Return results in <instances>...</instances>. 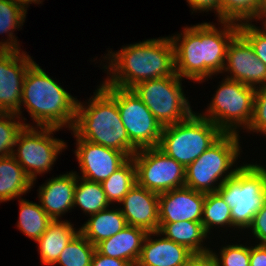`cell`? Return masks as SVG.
<instances>
[{
    "instance_id": "1",
    "label": "cell",
    "mask_w": 266,
    "mask_h": 266,
    "mask_svg": "<svg viewBox=\"0 0 266 266\" xmlns=\"http://www.w3.org/2000/svg\"><path fill=\"white\" fill-rule=\"evenodd\" d=\"M219 22L223 29L204 22L184 27L182 33L170 37L174 46L175 72L180 78L200 83L214 74L223 73L227 47L239 32V23Z\"/></svg>"
},
{
    "instance_id": "2",
    "label": "cell",
    "mask_w": 266,
    "mask_h": 266,
    "mask_svg": "<svg viewBox=\"0 0 266 266\" xmlns=\"http://www.w3.org/2000/svg\"><path fill=\"white\" fill-rule=\"evenodd\" d=\"M106 56L109 65L103 68L111 77L108 76L101 85L132 89L143 81L176 73L174 46L170 36L130 44L116 53L109 50Z\"/></svg>"
},
{
    "instance_id": "3",
    "label": "cell",
    "mask_w": 266,
    "mask_h": 266,
    "mask_svg": "<svg viewBox=\"0 0 266 266\" xmlns=\"http://www.w3.org/2000/svg\"><path fill=\"white\" fill-rule=\"evenodd\" d=\"M77 98L69 94L58 82L34 62L28 69L22 90L21 106L38 127L64 126L73 128L77 113Z\"/></svg>"
},
{
    "instance_id": "4",
    "label": "cell",
    "mask_w": 266,
    "mask_h": 266,
    "mask_svg": "<svg viewBox=\"0 0 266 266\" xmlns=\"http://www.w3.org/2000/svg\"><path fill=\"white\" fill-rule=\"evenodd\" d=\"M95 91L87 105L78 101L73 133L131 158L138 149L129 140L116 99L101 84Z\"/></svg>"
},
{
    "instance_id": "5",
    "label": "cell",
    "mask_w": 266,
    "mask_h": 266,
    "mask_svg": "<svg viewBox=\"0 0 266 266\" xmlns=\"http://www.w3.org/2000/svg\"><path fill=\"white\" fill-rule=\"evenodd\" d=\"M239 137V134L224 133L188 165L185 168V186L203 193L216 192L242 166L232 168L242 152Z\"/></svg>"
},
{
    "instance_id": "6",
    "label": "cell",
    "mask_w": 266,
    "mask_h": 266,
    "mask_svg": "<svg viewBox=\"0 0 266 266\" xmlns=\"http://www.w3.org/2000/svg\"><path fill=\"white\" fill-rule=\"evenodd\" d=\"M216 192L231 208L232 227L248 228L266 202V166L243 163Z\"/></svg>"
},
{
    "instance_id": "7",
    "label": "cell",
    "mask_w": 266,
    "mask_h": 266,
    "mask_svg": "<svg viewBox=\"0 0 266 266\" xmlns=\"http://www.w3.org/2000/svg\"><path fill=\"white\" fill-rule=\"evenodd\" d=\"M223 134L213 122L194 112L182 122L164 126L158 148L186 168Z\"/></svg>"
},
{
    "instance_id": "8",
    "label": "cell",
    "mask_w": 266,
    "mask_h": 266,
    "mask_svg": "<svg viewBox=\"0 0 266 266\" xmlns=\"http://www.w3.org/2000/svg\"><path fill=\"white\" fill-rule=\"evenodd\" d=\"M255 90L225 78L206 112L199 115L213 122L223 133L238 134V127L247 130L253 118Z\"/></svg>"
},
{
    "instance_id": "9",
    "label": "cell",
    "mask_w": 266,
    "mask_h": 266,
    "mask_svg": "<svg viewBox=\"0 0 266 266\" xmlns=\"http://www.w3.org/2000/svg\"><path fill=\"white\" fill-rule=\"evenodd\" d=\"M182 78L172 76L143 81L132 90L162 127L182 122L194 112L182 90Z\"/></svg>"
},
{
    "instance_id": "10",
    "label": "cell",
    "mask_w": 266,
    "mask_h": 266,
    "mask_svg": "<svg viewBox=\"0 0 266 266\" xmlns=\"http://www.w3.org/2000/svg\"><path fill=\"white\" fill-rule=\"evenodd\" d=\"M59 130L55 127L24 126L16 138L14 146H17V150L14 149L12 155L33 184L37 174L50 170L58 154L67 147L64 140L51 136L52 132Z\"/></svg>"
},
{
    "instance_id": "11",
    "label": "cell",
    "mask_w": 266,
    "mask_h": 266,
    "mask_svg": "<svg viewBox=\"0 0 266 266\" xmlns=\"http://www.w3.org/2000/svg\"><path fill=\"white\" fill-rule=\"evenodd\" d=\"M117 101L130 142L139 150L158 147L162 125L132 89L102 85Z\"/></svg>"
},
{
    "instance_id": "12",
    "label": "cell",
    "mask_w": 266,
    "mask_h": 266,
    "mask_svg": "<svg viewBox=\"0 0 266 266\" xmlns=\"http://www.w3.org/2000/svg\"><path fill=\"white\" fill-rule=\"evenodd\" d=\"M132 158L137 183L147 190L159 194L185 186V168L158 147L139 149Z\"/></svg>"
},
{
    "instance_id": "13",
    "label": "cell",
    "mask_w": 266,
    "mask_h": 266,
    "mask_svg": "<svg viewBox=\"0 0 266 266\" xmlns=\"http://www.w3.org/2000/svg\"><path fill=\"white\" fill-rule=\"evenodd\" d=\"M33 63L26 52L0 50V112L16 113L22 120L23 82Z\"/></svg>"
},
{
    "instance_id": "14",
    "label": "cell",
    "mask_w": 266,
    "mask_h": 266,
    "mask_svg": "<svg viewBox=\"0 0 266 266\" xmlns=\"http://www.w3.org/2000/svg\"><path fill=\"white\" fill-rule=\"evenodd\" d=\"M224 72L230 73L225 78L255 89L266 84L265 64L257 58L250 43L239 32L228 44Z\"/></svg>"
},
{
    "instance_id": "15",
    "label": "cell",
    "mask_w": 266,
    "mask_h": 266,
    "mask_svg": "<svg viewBox=\"0 0 266 266\" xmlns=\"http://www.w3.org/2000/svg\"><path fill=\"white\" fill-rule=\"evenodd\" d=\"M73 136L81 178L102 183L129 159L123 152L81 139L75 133Z\"/></svg>"
},
{
    "instance_id": "16",
    "label": "cell",
    "mask_w": 266,
    "mask_h": 266,
    "mask_svg": "<svg viewBox=\"0 0 266 266\" xmlns=\"http://www.w3.org/2000/svg\"><path fill=\"white\" fill-rule=\"evenodd\" d=\"M205 193L183 186L159 193V223L201 222Z\"/></svg>"
},
{
    "instance_id": "17",
    "label": "cell",
    "mask_w": 266,
    "mask_h": 266,
    "mask_svg": "<svg viewBox=\"0 0 266 266\" xmlns=\"http://www.w3.org/2000/svg\"><path fill=\"white\" fill-rule=\"evenodd\" d=\"M127 224L148 232L159 230V194L136 183L121 200Z\"/></svg>"
},
{
    "instance_id": "18",
    "label": "cell",
    "mask_w": 266,
    "mask_h": 266,
    "mask_svg": "<svg viewBox=\"0 0 266 266\" xmlns=\"http://www.w3.org/2000/svg\"><path fill=\"white\" fill-rule=\"evenodd\" d=\"M76 172H67L46 180L39 188L38 197L42 209L52 220H59L62 214L73 209Z\"/></svg>"
},
{
    "instance_id": "19",
    "label": "cell",
    "mask_w": 266,
    "mask_h": 266,
    "mask_svg": "<svg viewBox=\"0 0 266 266\" xmlns=\"http://www.w3.org/2000/svg\"><path fill=\"white\" fill-rule=\"evenodd\" d=\"M152 235L155 236V232L147 233L135 266H184L194 254L164 236L153 239Z\"/></svg>"
},
{
    "instance_id": "20",
    "label": "cell",
    "mask_w": 266,
    "mask_h": 266,
    "mask_svg": "<svg viewBox=\"0 0 266 266\" xmlns=\"http://www.w3.org/2000/svg\"><path fill=\"white\" fill-rule=\"evenodd\" d=\"M146 235L147 232L144 229L128 225L117 234L99 242L95 247L100 254L122 259L135 266Z\"/></svg>"
},
{
    "instance_id": "21",
    "label": "cell",
    "mask_w": 266,
    "mask_h": 266,
    "mask_svg": "<svg viewBox=\"0 0 266 266\" xmlns=\"http://www.w3.org/2000/svg\"><path fill=\"white\" fill-rule=\"evenodd\" d=\"M67 220H53L44 234L36 241L44 265H55L66 245L79 233Z\"/></svg>"
},
{
    "instance_id": "22",
    "label": "cell",
    "mask_w": 266,
    "mask_h": 266,
    "mask_svg": "<svg viewBox=\"0 0 266 266\" xmlns=\"http://www.w3.org/2000/svg\"><path fill=\"white\" fill-rule=\"evenodd\" d=\"M79 232L94 246L128 226L120 208L104 209L89 216Z\"/></svg>"
},
{
    "instance_id": "23",
    "label": "cell",
    "mask_w": 266,
    "mask_h": 266,
    "mask_svg": "<svg viewBox=\"0 0 266 266\" xmlns=\"http://www.w3.org/2000/svg\"><path fill=\"white\" fill-rule=\"evenodd\" d=\"M165 238L185 246L193 253H204L210 248L203 246V240L208 237L203 224L193 221H178L173 223H159V230L155 232Z\"/></svg>"
},
{
    "instance_id": "24",
    "label": "cell",
    "mask_w": 266,
    "mask_h": 266,
    "mask_svg": "<svg viewBox=\"0 0 266 266\" xmlns=\"http://www.w3.org/2000/svg\"><path fill=\"white\" fill-rule=\"evenodd\" d=\"M32 186L33 181L13 155L0 157V202L21 198Z\"/></svg>"
},
{
    "instance_id": "25",
    "label": "cell",
    "mask_w": 266,
    "mask_h": 266,
    "mask_svg": "<svg viewBox=\"0 0 266 266\" xmlns=\"http://www.w3.org/2000/svg\"><path fill=\"white\" fill-rule=\"evenodd\" d=\"M27 10L13 0H0V34L6 33L8 39L0 41V50H20L14 30L22 27Z\"/></svg>"
},
{
    "instance_id": "26",
    "label": "cell",
    "mask_w": 266,
    "mask_h": 266,
    "mask_svg": "<svg viewBox=\"0 0 266 266\" xmlns=\"http://www.w3.org/2000/svg\"><path fill=\"white\" fill-rule=\"evenodd\" d=\"M19 219L17 227L35 242L44 234L48 225L53 221L42 209L41 204L19 200Z\"/></svg>"
},
{
    "instance_id": "27",
    "label": "cell",
    "mask_w": 266,
    "mask_h": 266,
    "mask_svg": "<svg viewBox=\"0 0 266 266\" xmlns=\"http://www.w3.org/2000/svg\"><path fill=\"white\" fill-rule=\"evenodd\" d=\"M109 205L101 183L80 178L77 174L73 206H79L85 214L92 215L109 208Z\"/></svg>"
},
{
    "instance_id": "28",
    "label": "cell",
    "mask_w": 266,
    "mask_h": 266,
    "mask_svg": "<svg viewBox=\"0 0 266 266\" xmlns=\"http://www.w3.org/2000/svg\"><path fill=\"white\" fill-rule=\"evenodd\" d=\"M136 183V166L131 157L101 184L111 205L113 202L120 204L121 200Z\"/></svg>"
},
{
    "instance_id": "29",
    "label": "cell",
    "mask_w": 266,
    "mask_h": 266,
    "mask_svg": "<svg viewBox=\"0 0 266 266\" xmlns=\"http://www.w3.org/2000/svg\"><path fill=\"white\" fill-rule=\"evenodd\" d=\"M201 223L207 234L213 226L232 227L231 208L217 192L205 193Z\"/></svg>"
},
{
    "instance_id": "30",
    "label": "cell",
    "mask_w": 266,
    "mask_h": 266,
    "mask_svg": "<svg viewBox=\"0 0 266 266\" xmlns=\"http://www.w3.org/2000/svg\"><path fill=\"white\" fill-rule=\"evenodd\" d=\"M96 247L80 232L68 243L55 264L61 266H91Z\"/></svg>"
},
{
    "instance_id": "31",
    "label": "cell",
    "mask_w": 266,
    "mask_h": 266,
    "mask_svg": "<svg viewBox=\"0 0 266 266\" xmlns=\"http://www.w3.org/2000/svg\"><path fill=\"white\" fill-rule=\"evenodd\" d=\"M19 121L20 117L16 113L0 112V157L13 154L19 132L24 126H30Z\"/></svg>"
},
{
    "instance_id": "32",
    "label": "cell",
    "mask_w": 266,
    "mask_h": 266,
    "mask_svg": "<svg viewBox=\"0 0 266 266\" xmlns=\"http://www.w3.org/2000/svg\"><path fill=\"white\" fill-rule=\"evenodd\" d=\"M259 0H221V21L252 22Z\"/></svg>"
},
{
    "instance_id": "33",
    "label": "cell",
    "mask_w": 266,
    "mask_h": 266,
    "mask_svg": "<svg viewBox=\"0 0 266 266\" xmlns=\"http://www.w3.org/2000/svg\"><path fill=\"white\" fill-rule=\"evenodd\" d=\"M263 27L260 29L252 22H240L239 33L250 43L257 58L266 66V25L263 24Z\"/></svg>"
},
{
    "instance_id": "34",
    "label": "cell",
    "mask_w": 266,
    "mask_h": 266,
    "mask_svg": "<svg viewBox=\"0 0 266 266\" xmlns=\"http://www.w3.org/2000/svg\"><path fill=\"white\" fill-rule=\"evenodd\" d=\"M219 266H250L251 247L242 244L223 246L219 254L213 252Z\"/></svg>"
},
{
    "instance_id": "35",
    "label": "cell",
    "mask_w": 266,
    "mask_h": 266,
    "mask_svg": "<svg viewBox=\"0 0 266 266\" xmlns=\"http://www.w3.org/2000/svg\"><path fill=\"white\" fill-rule=\"evenodd\" d=\"M247 130L266 136V84L255 90L253 118Z\"/></svg>"
},
{
    "instance_id": "36",
    "label": "cell",
    "mask_w": 266,
    "mask_h": 266,
    "mask_svg": "<svg viewBox=\"0 0 266 266\" xmlns=\"http://www.w3.org/2000/svg\"><path fill=\"white\" fill-rule=\"evenodd\" d=\"M247 229H251L254 238H258L260 244H266V202L256 212L253 217L252 223Z\"/></svg>"
},
{
    "instance_id": "37",
    "label": "cell",
    "mask_w": 266,
    "mask_h": 266,
    "mask_svg": "<svg viewBox=\"0 0 266 266\" xmlns=\"http://www.w3.org/2000/svg\"><path fill=\"white\" fill-rule=\"evenodd\" d=\"M193 11H215L221 21V0H186Z\"/></svg>"
},
{
    "instance_id": "38",
    "label": "cell",
    "mask_w": 266,
    "mask_h": 266,
    "mask_svg": "<svg viewBox=\"0 0 266 266\" xmlns=\"http://www.w3.org/2000/svg\"><path fill=\"white\" fill-rule=\"evenodd\" d=\"M184 266H219L213 250L204 253H194Z\"/></svg>"
},
{
    "instance_id": "39",
    "label": "cell",
    "mask_w": 266,
    "mask_h": 266,
    "mask_svg": "<svg viewBox=\"0 0 266 266\" xmlns=\"http://www.w3.org/2000/svg\"><path fill=\"white\" fill-rule=\"evenodd\" d=\"M91 266H132L129 262L122 259H116L112 257L100 254L97 250L95 251Z\"/></svg>"
},
{
    "instance_id": "40",
    "label": "cell",
    "mask_w": 266,
    "mask_h": 266,
    "mask_svg": "<svg viewBox=\"0 0 266 266\" xmlns=\"http://www.w3.org/2000/svg\"><path fill=\"white\" fill-rule=\"evenodd\" d=\"M250 266H266V244L251 246Z\"/></svg>"
},
{
    "instance_id": "41",
    "label": "cell",
    "mask_w": 266,
    "mask_h": 266,
    "mask_svg": "<svg viewBox=\"0 0 266 266\" xmlns=\"http://www.w3.org/2000/svg\"><path fill=\"white\" fill-rule=\"evenodd\" d=\"M256 19L263 20V24L266 22V0H259L256 10Z\"/></svg>"
},
{
    "instance_id": "42",
    "label": "cell",
    "mask_w": 266,
    "mask_h": 266,
    "mask_svg": "<svg viewBox=\"0 0 266 266\" xmlns=\"http://www.w3.org/2000/svg\"><path fill=\"white\" fill-rule=\"evenodd\" d=\"M13 1L18 2L27 10L29 4H32V3L40 4L43 0H13Z\"/></svg>"
}]
</instances>
